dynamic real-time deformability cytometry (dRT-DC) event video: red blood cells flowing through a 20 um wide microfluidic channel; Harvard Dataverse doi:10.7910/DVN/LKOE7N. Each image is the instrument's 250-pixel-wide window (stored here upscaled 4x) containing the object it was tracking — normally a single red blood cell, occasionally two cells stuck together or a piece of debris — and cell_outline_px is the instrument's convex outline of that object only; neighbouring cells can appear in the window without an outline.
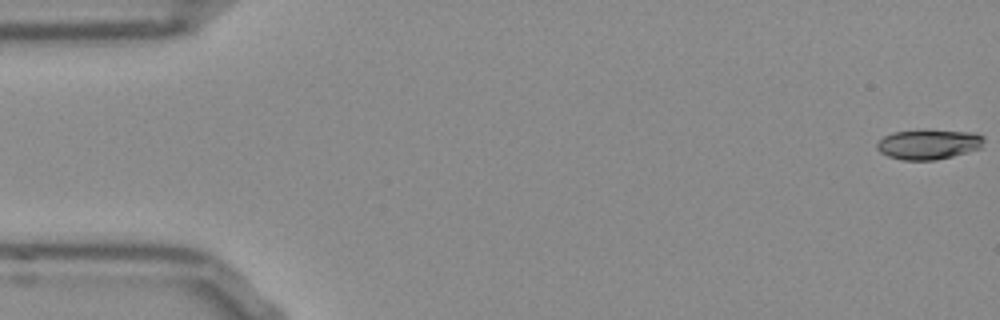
{"species": "Egyptian fruit bat (a non-hibernating species)", "species_latin": "Rousettus aegyptiacus", "temperature_condition": "room temperature", "stored_images_in_passage": 53, "camera_frame_rate_fps": 3000, "um_per_image_px": 0.085, "frame": {"image": 1, "passage_image": 1, "time_ms": 0.0, "image_size_px": [1000, 320], "cell_outline_px": [[984, 140], [980, 148], [952, 156], [932, 160], [904, 160], [888, 156], [880, 152], [876, 148], [876, 144], [884, 136], [892, 132], [976, 132], [984, 136]], "centroid_in_image_um": [78.92, 12.3], "position_along_channel_um": 6.1, "area_um2": 17.92}}
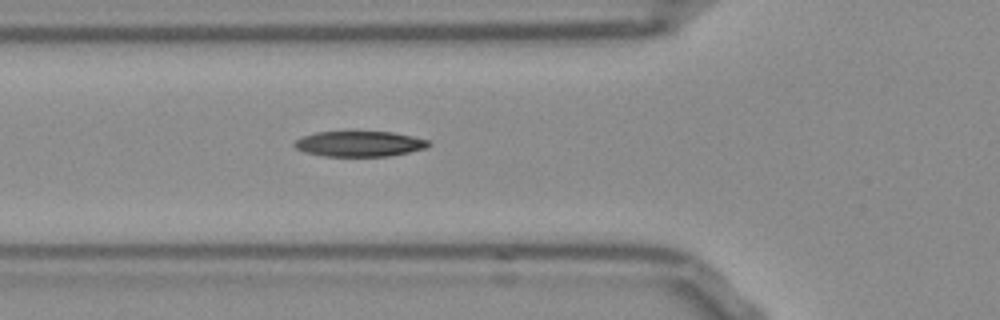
{"frame": {"image": 2, "passage_image": 19, "time_ms": 6.0, "image_size_px": [1000, 320], "cell_outline_px": [[432, 144], [428, 148], [388, 156], [324, 156], [304, 152], [296, 148], [292, 144], [296, 140], [304, 136], [316, 132], [348, 128], [392, 132], [412, 136], [428, 140]], "centroid_in_image_um": [30.54, 12.17], "position_along_channel_um": 95.3, "area_um2": 20.92}}
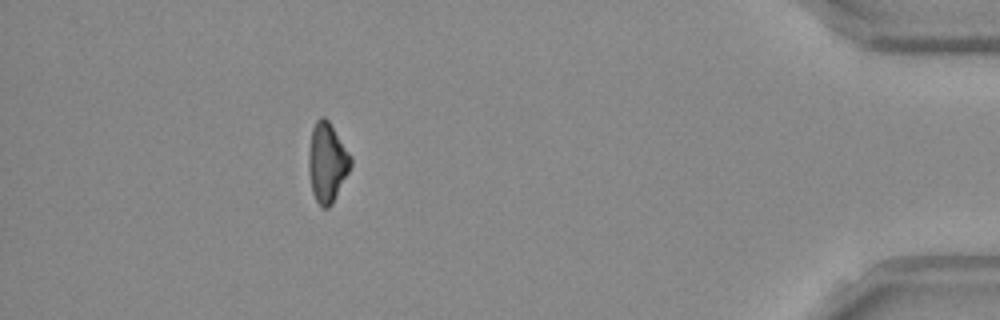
{"frame": {"image": 3, "passage_image": 48, "time_ms": 15.667, "image_size_px": [1000, 320], "cell_outline_px": [[352, 164], [332, 204], [328, 208], [324, 208], [316, 200], [312, 192], [308, 172], [308, 156], [312, 128], [316, 120], [320, 116], [324, 116], [328, 120], [352, 156]], "centroid_in_image_um": [27.79, 13.79], "position_along_channel_um": 407.4, "area_um2": 19.48}, "authors_computed_cell_mechanics": {"area_um2": 19.7098, "velocity_mm_per_s": 3.82, "shape_relaxation_time_tau1_ms": 7.6571, "shape_relaxation_time_tau2_ms": null, "deformation_change_tau1": 0.191, "deformation_change_tau2": null}}